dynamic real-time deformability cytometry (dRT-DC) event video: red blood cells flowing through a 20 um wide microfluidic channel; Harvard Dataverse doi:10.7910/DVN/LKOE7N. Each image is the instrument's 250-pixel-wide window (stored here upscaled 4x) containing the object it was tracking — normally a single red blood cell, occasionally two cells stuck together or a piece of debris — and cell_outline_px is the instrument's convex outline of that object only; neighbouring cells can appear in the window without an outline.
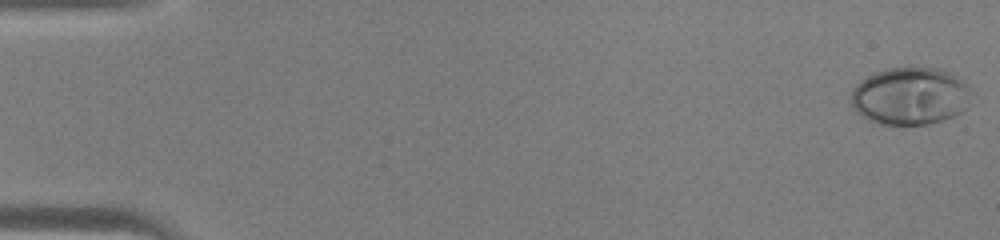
{"species": "human", "species_latin": "Homo sapiens", "temperature_condition": "warm", "stored_images_in_passage": 45, "camera_frame_rate_fps": 3000, "um_per_image_px": 0.085, "donor": {"sex": "male"}, "frame": {"image": 1, "passage_image": 1, "time_ms": 0.0, "image_size_px": [1000, 240], "cell_outline_px": [[976, 92], [964, 108], [960, 112], [952, 116], [932, 124], [880, 124], [868, 120], [852, 104], [852, 88], [860, 80], [876, 72], [888, 68], [940, 68], [964, 80]], "centroid_in_image_um": [77.43, 8.15], "position_along_channel_um": 7.6, "area_um2": 40.34}}
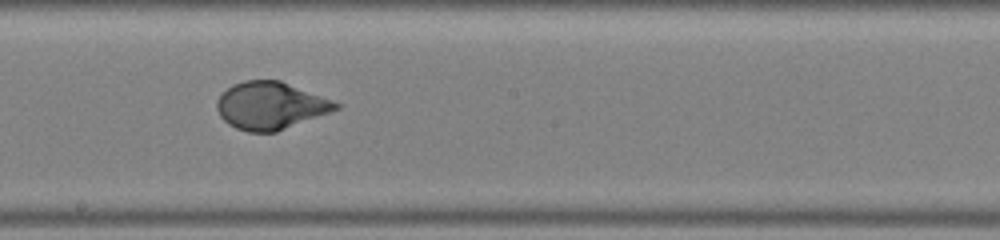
{"frame": {"image": 2, "passage_image": 26, "time_ms": 8.333, "image_size_px": [1000, 240], "cell_outline_px": [[344, 104], [340, 108], [276, 132], [248, 132], [236, 128], [228, 124], [220, 116], [216, 108], [216, 100], [232, 84], [244, 80], [280, 80]], "centroid_in_image_um": [23.0, 8.97], "position_along_channel_um": 225.2, "area_um2": 32.89}}
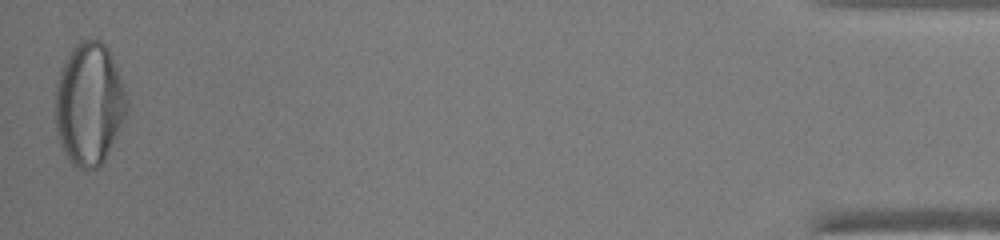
{"frame": {"image": 3, "passage_image": 45, "time_ms": 14.667, "image_size_px": [1000, 240], "cell_outline_px": [[128, 108], [124, 120], [104, 160], [96, 168], [76, 168], [72, 164], [64, 152], [60, 144], [56, 132], [56, 84], [60, 72], [72, 48], [80, 40], [100, 40], [108, 48], [116, 64], [124, 84], [128, 100]], "centroid_in_image_um": [7.6, 8.83], "position_along_channel_um": 427.6, "area_um2": 50.98}}